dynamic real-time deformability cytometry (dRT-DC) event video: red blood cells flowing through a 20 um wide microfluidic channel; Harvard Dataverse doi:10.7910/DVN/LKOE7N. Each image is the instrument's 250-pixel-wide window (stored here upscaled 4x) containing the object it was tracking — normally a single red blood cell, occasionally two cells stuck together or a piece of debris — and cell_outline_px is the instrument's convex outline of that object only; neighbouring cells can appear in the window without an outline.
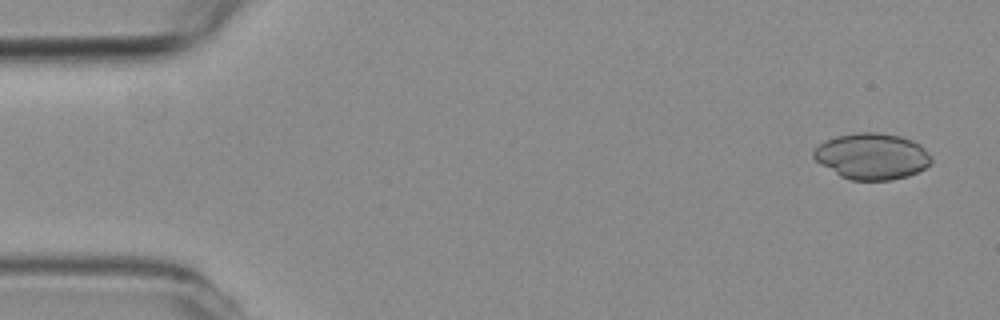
{"species": "common noctule bat (a hibernating species)", "species_latin": "Nyctalus noctula", "temperature_condition": "room temperature", "stored_images_in_passage": 55, "camera_frame_rate_fps": 3000, "um_per_image_px": 0.085, "animal": {"sex": "female", "body_mass_g": 19.3, "forearm_length_mm": 54.1}, "frame": {"image": 1, "passage_image": 2, "time_ms": 0.333, "image_size_px": [1000, 320], "cell_outline_px": [[932, 160], [924, 168], [908, 176], [892, 180], [852, 180], [840, 176], [820, 164], [812, 156], [812, 152], [824, 140], [836, 136], [856, 132], [880, 132], [900, 136], [912, 140], [920, 144], [932, 156]], "centroid_in_image_um": [74.11, 13.27], "position_along_channel_um": 10.9, "area_um2": 31.79}}